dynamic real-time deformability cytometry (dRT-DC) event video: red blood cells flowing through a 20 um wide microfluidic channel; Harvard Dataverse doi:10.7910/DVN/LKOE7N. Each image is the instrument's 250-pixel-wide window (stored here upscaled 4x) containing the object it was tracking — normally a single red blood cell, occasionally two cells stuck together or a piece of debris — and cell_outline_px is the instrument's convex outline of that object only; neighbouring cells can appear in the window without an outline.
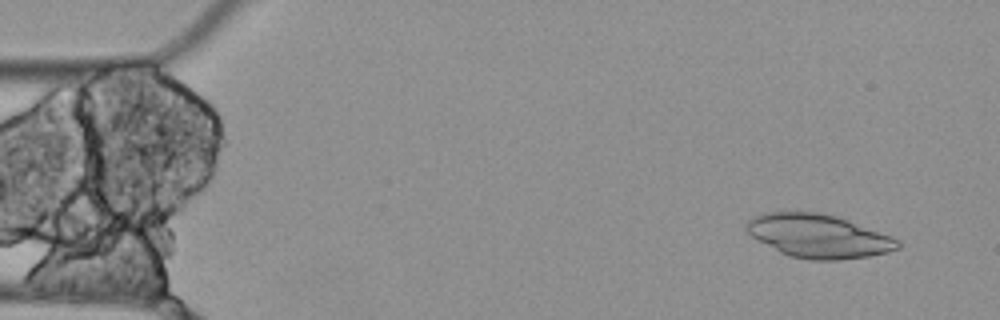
{"species": "Egyptian fruit bat (a non-hibernating species)", "species_latin": "Rousettus aegyptiacus", "temperature_condition": "cold", "stored_images_in_passage": 6, "camera_frame_rate_fps": 3000, "um_per_image_px": 0.085, "animal": {"sex": "female"}, "frame": {"image": 1, "passage_image": 1, "time_ms": 0.0, "image_size_px": [1000, 320], "cell_outline_px": [[900, 248], [888, 252], [868, 256], [836, 260], [812, 260], [788, 256], [780, 252], [752, 236], [748, 232], [748, 220], [752, 216], [764, 212], [820, 212], [836, 216], [848, 220], [892, 236], [900, 240]], "centroid_in_image_um": [69.6, 20.06], "position_along_channel_um": 15.4, "area_um2": 38.15}}
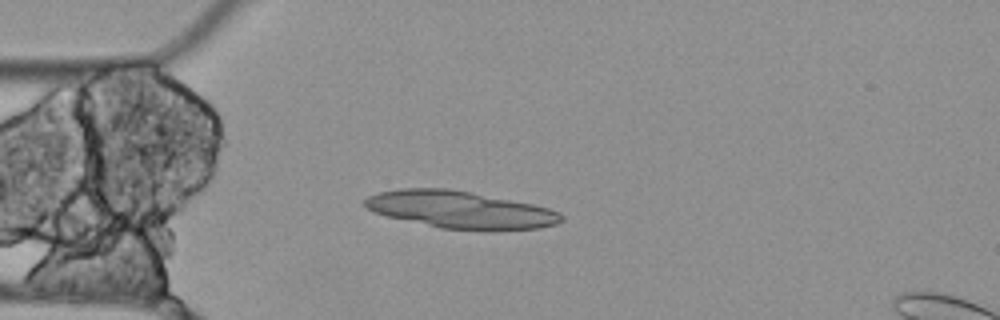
{"frame": {"image": 2, "passage_image": 4, "time_ms": 1.0, "image_size_px": [1000, 320], "cell_outline_px": [[564, 220], [556, 224], [540, 228], [440, 228], [388, 216], [372, 212], [364, 204], [364, 200], [368, 196], [380, 192], [400, 188], [448, 188], [532, 204], [548, 208], [560, 212], [564, 216]], "centroid_in_image_um": [39.08, 17.8], "position_along_channel_um": 45.9, "area_um2": 41.5}}
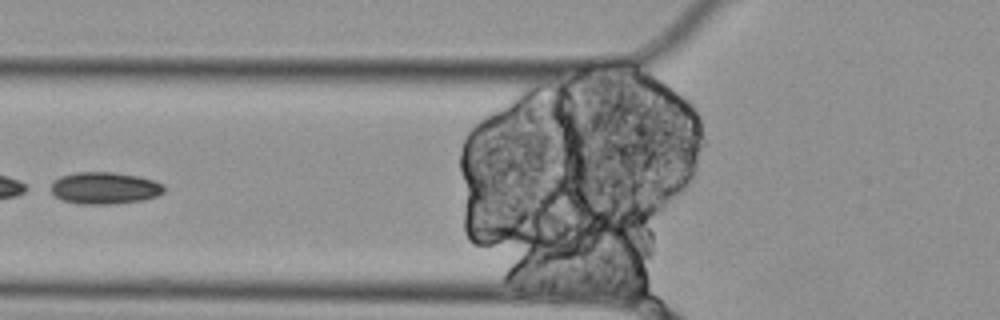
{"frame": {"image": 3, "passage_image": 6, "time_ms": 1.667, "image_size_px": [1000, 320], "cell_outline_px": [[164, 192], [156, 196], [140, 200], [112, 204], [80, 204], [64, 200], [56, 196], [52, 192], [52, 180], [60, 176], [76, 172], [112, 172], [140, 176], [164, 184]], "centroid_in_image_um": [8.89, 15.97], "position_along_channel_um": 116.9, "area_um2": 20.98}}